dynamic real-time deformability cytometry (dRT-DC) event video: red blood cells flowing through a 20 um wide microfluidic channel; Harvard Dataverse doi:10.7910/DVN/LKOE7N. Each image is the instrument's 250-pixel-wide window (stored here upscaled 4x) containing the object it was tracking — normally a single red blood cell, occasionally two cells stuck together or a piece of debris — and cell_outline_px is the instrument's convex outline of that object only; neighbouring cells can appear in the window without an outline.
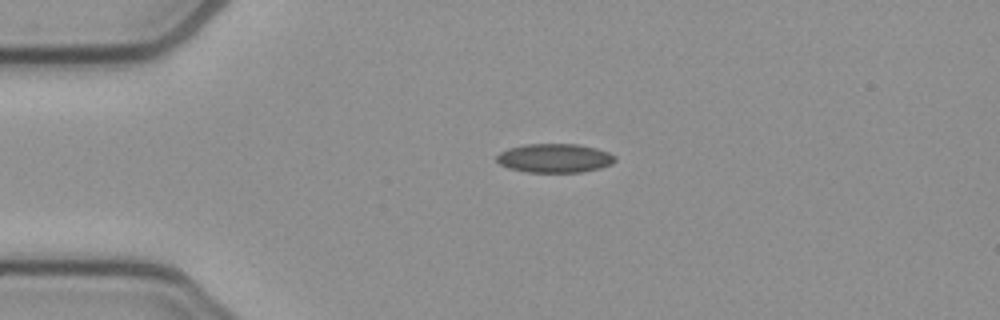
{"species": "common noctule bat (a hibernating species)", "species_latin": "Nyctalus noctula", "temperature_condition": "cold", "stored_images_in_passage": 41, "camera_frame_rate_fps": 3000, "um_per_image_px": 0.085, "animal": {"sex": "female", "body_mass_g": 21.9}, "frame": {"image": 1, "passage_image": 1, "time_ms": 0.0, "image_size_px": [1000, 320], "cell_outline_px": [[616, 160], [612, 164], [600, 168], [580, 172], [528, 172], [508, 168], [500, 164], [496, 160], [496, 156], [500, 152], [508, 148], [524, 144], [576, 144], [596, 148], [608, 152], [616, 156]], "centroid_in_image_um": [47.14, 13.44], "position_along_channel_um": 37.9, "area_um2": 20.0}}
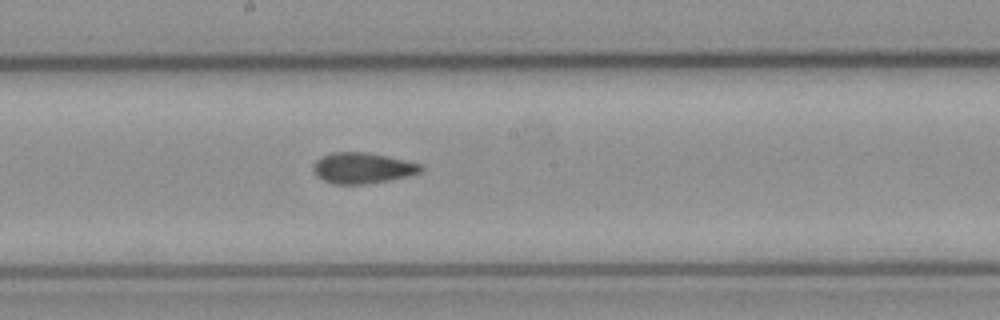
{"frame": {"image": 2, "passage_image": 17, "time_ms": 5.333, "image_size_px": [1000, 320], "cell_outline_px": [[424, 168], [420, 172], [408, 176], [388, 180], [364, 184], [332, 184], [316, 176], [312, 168], [312, 164], [316, 160], [332, 152], [364, 152], [388, 156], [424, 164]], "centroid_in_image_um": [30.82, 14.28], "position_along_channel_um": 217.4, "area_um2": 19.42}}
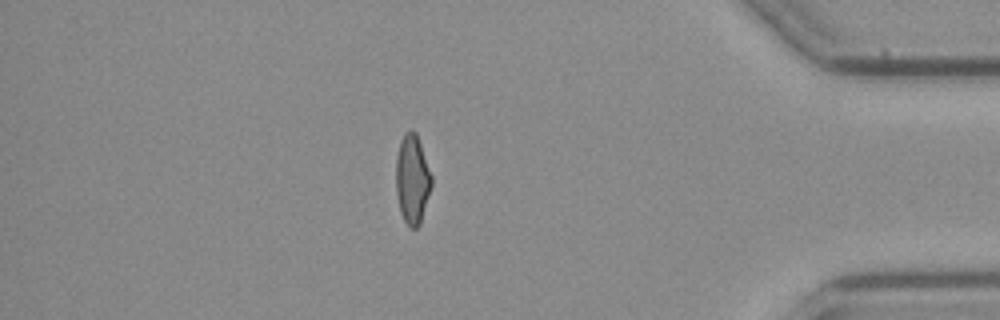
{"frame": {"image": 3, "passage_image": 34, "time_ms": 11.0, "image_size_px": [1000, 320], "cell_outline_px": [[432, 184], [420, 224], [416, 228], [412, 228], [404, 220], [400, 212], [396, 192], [396, 156], [400, 140], [404, 132], [412, 128], [416, 132], [432, 176]], "centroid_in_image_um": [35.03, 15.19], "position_along_channel_um": 400.2, "area_um2": 18.55}, "authors_computed_cell_mechanics": {"area_um2": 19.074, "velocity_mm_per_s": 3.9407, "shape_relaxation_time_tau1_ms": null, "shape_relaxation_time_tau2_ms": 2.2034, "deformation_change_tau1": null, "deformation_change_tau2": 0.0701}}